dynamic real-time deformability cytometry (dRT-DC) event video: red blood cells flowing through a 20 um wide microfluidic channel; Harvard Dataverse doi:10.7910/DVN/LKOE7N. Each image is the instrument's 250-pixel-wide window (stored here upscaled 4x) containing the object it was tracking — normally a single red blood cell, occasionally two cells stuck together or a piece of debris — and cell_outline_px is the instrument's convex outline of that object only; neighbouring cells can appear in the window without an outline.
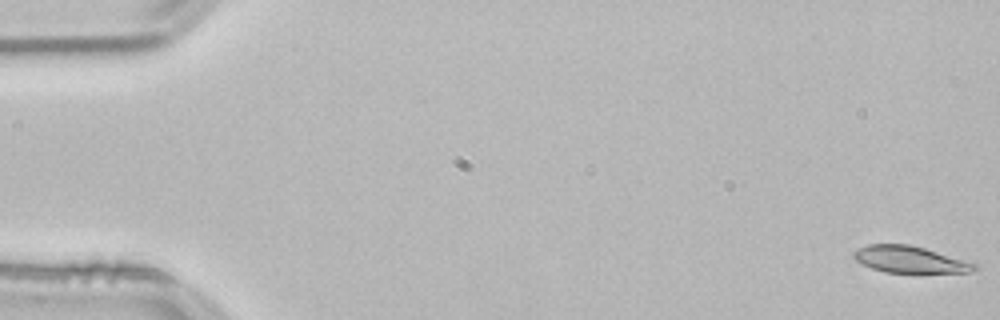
{"species": "common noctule bat (a hibernating species)", "species_latin": "Nyctalus noctula", "temperature_condition": "room temperature", "stored_images_in_passage": 13, "camera_frame_rate_fps": 3000, "um_per_image_px": 0.085, "animal": {"sex": "male", "body_mass_g": 21.5, "forearm_length_mm": 52.0}, "frame": {"image": 1, "passage_image": 1, "time_ms": 0.0, "image_size_px": [1000, 320], "cell_outline_px": [[980, 268], [972, 272], [884, 272], [872, 268], [856, 260], [852, 256], [852, 252], [868, 244], [908, 244], [924, 248], [976, 264]], "centroid_in_image_um": [77.32, 22.05], "position_along_channel_um": 7.7, "area_um2": 18.44}}